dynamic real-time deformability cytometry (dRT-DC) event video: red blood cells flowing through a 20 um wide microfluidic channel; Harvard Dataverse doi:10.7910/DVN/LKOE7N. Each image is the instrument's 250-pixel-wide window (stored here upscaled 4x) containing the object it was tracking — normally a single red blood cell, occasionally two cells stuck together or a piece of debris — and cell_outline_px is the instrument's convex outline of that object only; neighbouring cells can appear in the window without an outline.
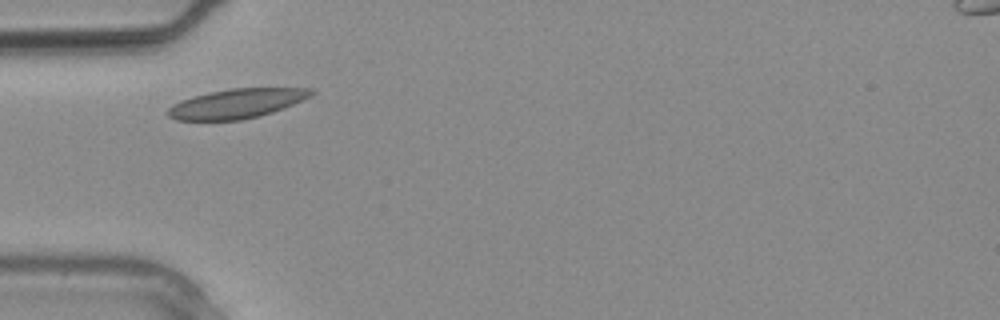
{"species": "common noctule bat (a hibernating species)", "species_latin": "Nyctalus noctula", "temperature_condition": "warm", "stored_images_in_passage": 2, "camera_frame_rate_fps": 3000, "um_per_image_px": 0.085, "animal": {"sex": "male", "body_mass_g": 20.4}, "frame": {"image": 1, "passage_image": 1, "time_ms": 0.0, "image_size_px": [1000, 320], "cell_outline_px": [[316, 92], [312, 96], [284, 108], [272, 112], [240, 120], [176, 120], [168, 116], [168, 108], [172, 104], [180, 100], [192, 96], [208, 92], [232, 88], [312, 88]], "centroid_in_image_um": [20.12, 8.79], "position_along_channel_um": 64.9, "area_um2": 24.62}}